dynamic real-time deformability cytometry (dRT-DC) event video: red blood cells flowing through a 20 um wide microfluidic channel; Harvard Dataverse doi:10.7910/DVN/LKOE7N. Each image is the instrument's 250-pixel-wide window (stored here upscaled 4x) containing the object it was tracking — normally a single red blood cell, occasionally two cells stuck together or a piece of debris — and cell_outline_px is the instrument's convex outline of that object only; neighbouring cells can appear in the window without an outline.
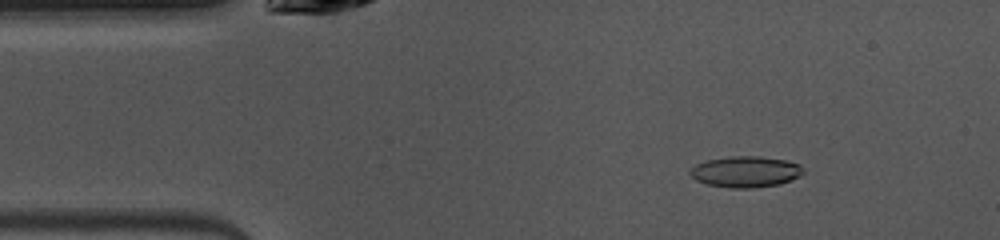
{"species": "common noctule bat (a hibernating species)", "species_latin": "Nyctalus noctula", "temperature_condition": "warm", "stored_images_in_passage": 48, "camera_frame_rate_fps": 3000, "um_per_image_px": 0.085, "animal": {"sex": "female", "body_mass_g": 10.0, "forearm_length_mm": 53.1}, "frame": {"image": 1, "passage_image": 6, "time_ms": 1.667, "image_size_px": [1000, 240], "cell_outline_px": [[804, 172], [800, 176], [792, 180], [780, 184], [752, 188], [728, 188], [708, 184], [696, 180], [688, 172], [696, 164], [708, 160], [732, 156], [760, 156], [784, 160], [800, 164], [804, 168]], "centroid_in_image_um": [63.41, 14.6], "position_along_channel_um": 21.6, "area_um2": 20.52}}
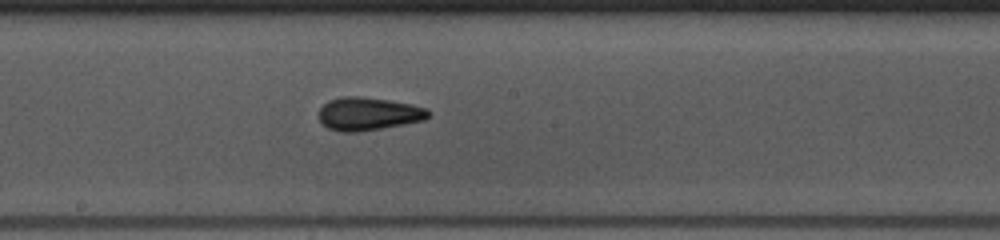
{"frame": {"image": 2, "passage_image": 24, "time_ms": 7.667, "image_size_px": [1000, 240], "cell_outline_px": [[432, 112], [424, 120], [404, 124], [360, 132], [344, 132], [328, 128], [320, 120], [320, 108], [328, 100], [344, 96], [360, 96], [388, 100], [412, 104], [428, 108]], "centroid_in_image_um": [31.34, 9.67], "position_along_channel_um": 216.9, "area_um2": 21.1}}
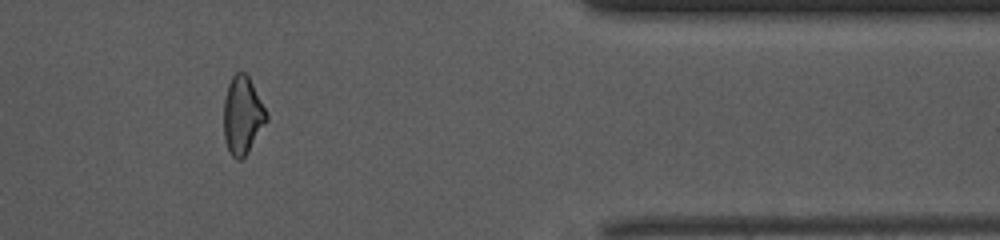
{"frame": {"image": 3, "passage_image": 39, "time_ms": 12.667, "image_size_px": [1000, 240], "cell_outline_px": [[268, 120], [248, 152], [240, 160], [236, 160], [228, 152], [224, 140], [224, 100], [228, 84], [232, 76], [236, 72], [244, 72], [248, 76], [268, 112]], "centroid_in_image_um": [20.61, 9.82], "position_along_channel_um": 390.8, "area_um2": 19.54}, "authors_computed_cell_mechanics": {"area_um2": 19.9988, "velocity_mm_per_s": 4.0586, "shape_relaxation_time_tau1_ms": 5.5252, "shape_relaxation_time_tau2_ms": 2.0466, "deformation_change_tau1": 0.1878, "deformation_change_tau2": 0.0957}}